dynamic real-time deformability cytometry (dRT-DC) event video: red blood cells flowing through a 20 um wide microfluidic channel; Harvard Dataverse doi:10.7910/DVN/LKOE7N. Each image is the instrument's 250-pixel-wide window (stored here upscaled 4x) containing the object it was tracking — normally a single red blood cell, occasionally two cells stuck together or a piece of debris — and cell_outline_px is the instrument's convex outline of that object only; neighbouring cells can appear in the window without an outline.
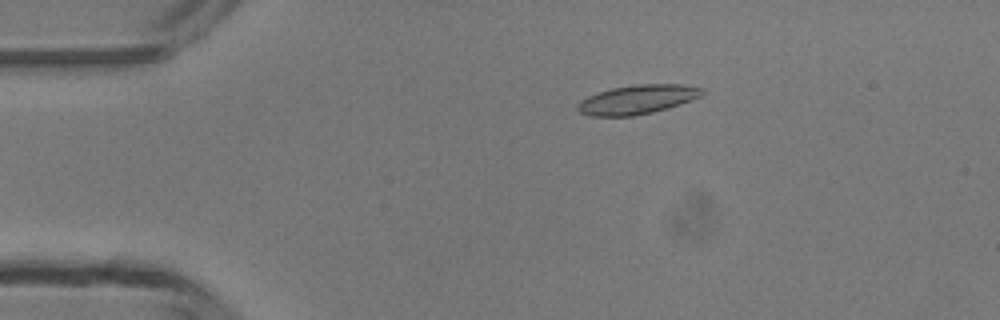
{"species": "common noctule bat (a hibernating species)", "species_latin": "Nyctalus noctula", "temperature_condition": "room temperature", "stored_images_in_passage": 4, "camera_frame_rate_fps": 3000, "um_per_image_px": 0.085, "animal": {"sex": "male", "body_mass_g": 13.3}, "frame": {"image": 1, "passage_image": 3, "time_ms": 2.333, "image_size_px": [1000, 320], "cell_outline_px": [[704, 92], [700, 96], [692, 100], [680, 104], [652, 112], [632, 116], [592, 116], [580, 112], [576, 108], [576, 104], [580, 100], [588, 96], [612, 88], [636, 84], [680, 84], [704, 88]], "centroid_in_image_um": [54.17, 8.45], "position_along_channel_um": 30.8, "area_um2": 21.04}}